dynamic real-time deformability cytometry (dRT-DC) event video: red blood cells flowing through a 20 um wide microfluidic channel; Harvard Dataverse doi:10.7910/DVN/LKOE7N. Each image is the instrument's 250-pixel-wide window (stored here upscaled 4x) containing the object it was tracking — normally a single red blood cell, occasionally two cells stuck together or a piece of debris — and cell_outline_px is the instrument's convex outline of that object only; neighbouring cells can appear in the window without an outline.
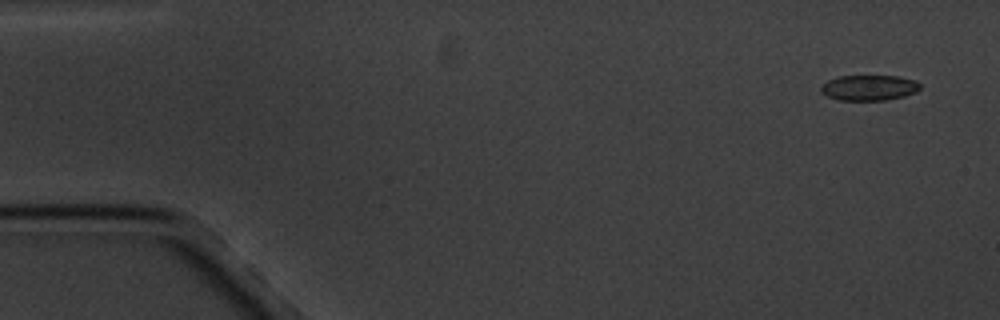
{"species": "common noctule bat (a hibernating species)", "species_latin": "Nyctalus noctula", "temperature_condition": "cold", "stored_images_in_passage": 8, "camera_frame_rate_fps": 3000, "um_per_image_px": 0.085, "animal": {"sex": "male", "body_mass_g": 20.1, "forearm_length_mm": 53.5}, "frame": {"image": 1, "passage_image": 1, "time_ms": 0.0, "image_size_px": [1000, 320], "cell_outline_px": [[920, 88], [916, 92], [904, 96], [884, 100], [840, 100], [828, 96], [820, 92], [820, 84], [828, 80], [840, 76], [896, 76], [916, 80], [920, 84]], "centroid_in_image_um": [73.85, 7.45], "position_along_channel_um": 11.1, "area_um2": 14.74}}
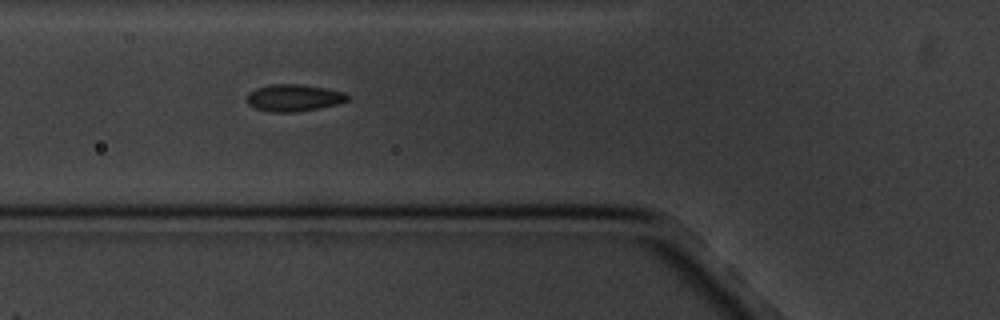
{"frame": {"image": 2, "passage_image": 6, "time_ms": 6.0, "image_size_px": [1000, 320], "cell_outline_px": [[348, 100], [336, 104], [320, 108], [296, 112], [268, 112], [256, 108], [248, 104], [248, 92], [256, 88], [272, 84], [300, 84], [328, 88], [344, 92], [348, 96]], "centroid_in_image_um": [24.97, 8.31], "position_along_channel_um": 100.8, "area_um2": 15.84}}
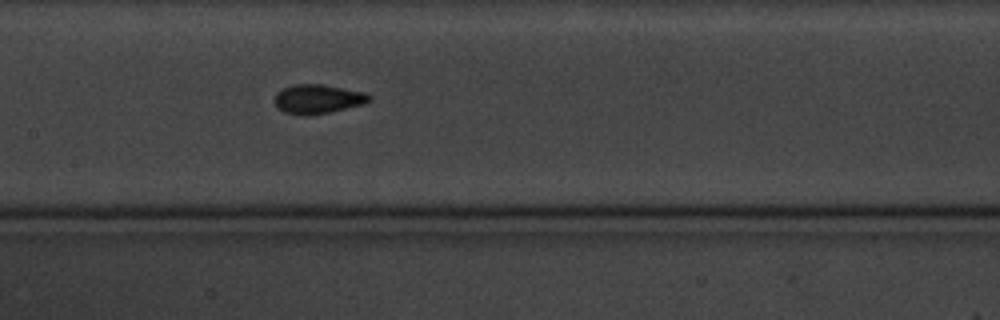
{"frame": {"image": 3, "passage_image": 8, "time_ms": 8.333, "image_size_px": [1000, 320], "cell_outline_px": [[372, 100], [364, 104], [328, 112], [284, 112], [272, 100], [276, 92], [284, 88], [296, 84], [320, 84], [364, 92], [372, 96]], "centroid_in_image_um": [27.05, 8.36], "position_along_channel_um": 180.4, "area_um2": 15.37}}